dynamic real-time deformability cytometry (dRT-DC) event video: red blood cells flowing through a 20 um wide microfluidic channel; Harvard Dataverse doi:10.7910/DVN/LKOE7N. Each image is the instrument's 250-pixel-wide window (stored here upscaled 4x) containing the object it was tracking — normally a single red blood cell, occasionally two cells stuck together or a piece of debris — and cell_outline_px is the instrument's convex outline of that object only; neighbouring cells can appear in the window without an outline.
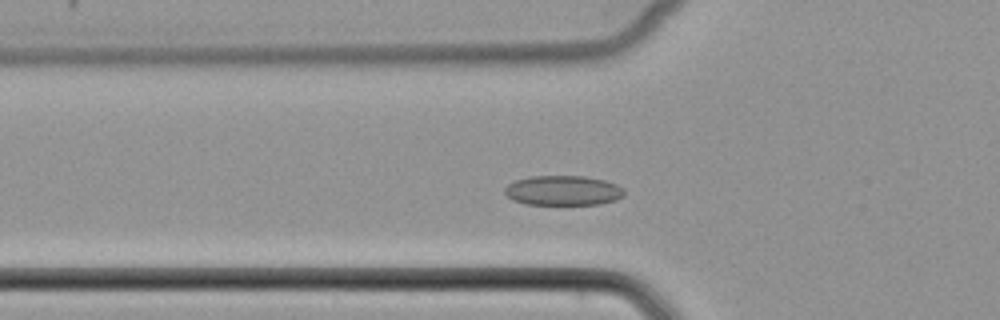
{"species": "common noctule bat (a hibernating species)", "species_latin": "Nyctalus noctula", "temperature_condition": "cold", "stored_images_in_passage": 47, "camera_frame_rate_fps": 3000, "um_per_image_px": 0.085, "animal": {"sex": "female", "body_mass_g": 22.7, "forearm_length_mm": 54.2}, "frame": {"image": 1, "passage_image": 13, "time_ms": 4.0, "image_size_px": [1000, 320], "cell_outline_px": [[624, 196], [616, 200], [600, 204], [528, 204], [512, 200], [504, 192], [504, 188], [508, 184], [516, 180], [528, 176], [584, 176], [604, 180], [616, 184], [624, 192]], "centroid_in_image_um": [47.84, 16.19], "position_along_channel_um": 78.0, "area_um2": 20.69}}
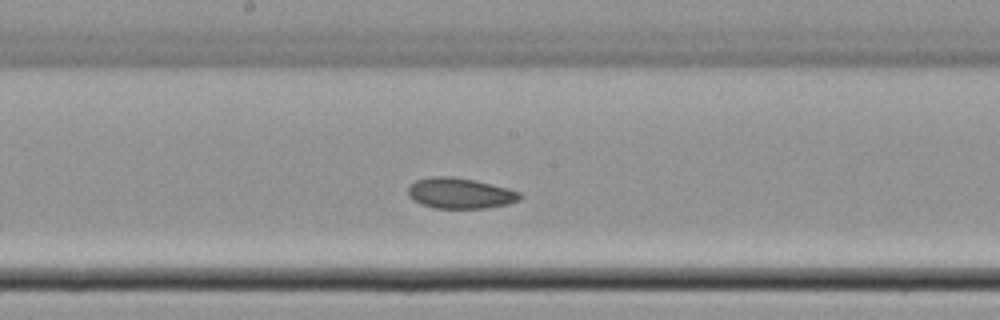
{"frame": {"image": 2, "passage_image": 23, "time_ms": 7.333, "image_size_px": [1000, 320], "cell_outline_px": [[524, 196], [520, 200], [508, 204], [484, 208], [436, 208], [420, 204], [408, 196], [408, 188], [416, 180], [432, 176], [452, 176], [476, 180], [508, 188], [520, 192]], "centroid_in_image_um": [39.13, 16.42], "position_along_channel_um": 209.1, "area_um2": 20.11}}
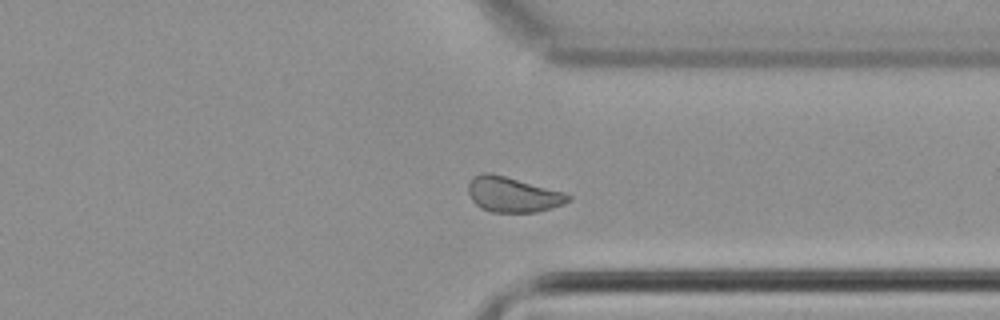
{"frame": {"image": 3, "passage_image": 35, "time_ms": 11.333, "image_size_px": [1000, 320], "cell_outline_px": [[572, 200], [564, 204], [540, 212], [492, 212], [480, 208], [472, 200], [468, 192], [468, 184], [472, 176], [484, 172], [488, 172], [504, 176], [564, 192], [572, 196]], "centroid_in_image_um": [43.59, 16.54], "position_along_channel_um": 367.8, "area_um2": 20.58}}